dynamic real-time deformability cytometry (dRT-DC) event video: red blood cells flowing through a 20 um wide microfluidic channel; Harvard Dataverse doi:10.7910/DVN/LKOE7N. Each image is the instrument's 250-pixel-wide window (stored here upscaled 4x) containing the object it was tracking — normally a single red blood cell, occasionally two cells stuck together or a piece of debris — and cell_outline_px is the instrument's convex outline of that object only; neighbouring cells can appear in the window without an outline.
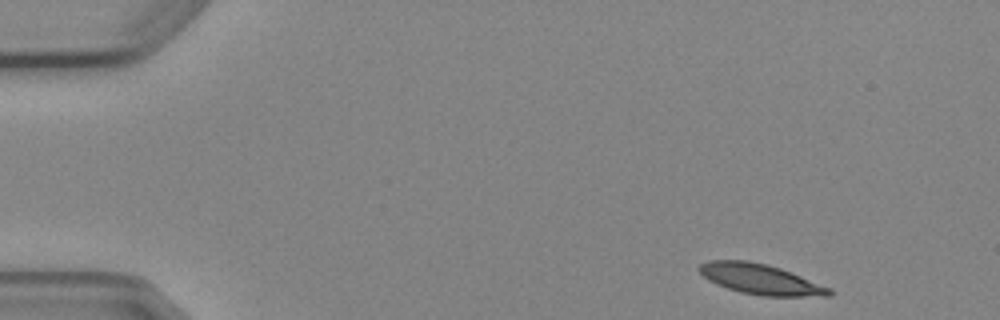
{"species": "Egyptian fruit bat (a non-hibernating species)", "species_latin": "Rousettus aegyptiacus", "temperature_condition": "cold", "stored_images_in_passage": 7, "camera_frame_rate_fps": 3000, "um_per_image_px": 0.085, "animal": {"sex": "female"}, "frame": {"image": 1, "passage_image": 1, "time_ms": 0.0, "image_size_px": [1000, 320], "cell_outline_px": [[832, 296], [764, 296], [740, 292], [716, 284], [708, 280], [696, 268], [700, 264], [708, 260], [748, 260], [768, 264], [792, 272], [832, 288]], "centroid_in_image_um": [64.65, 23.72], "position_along_channel_um": 20.3, "area_um2": 23.18}}
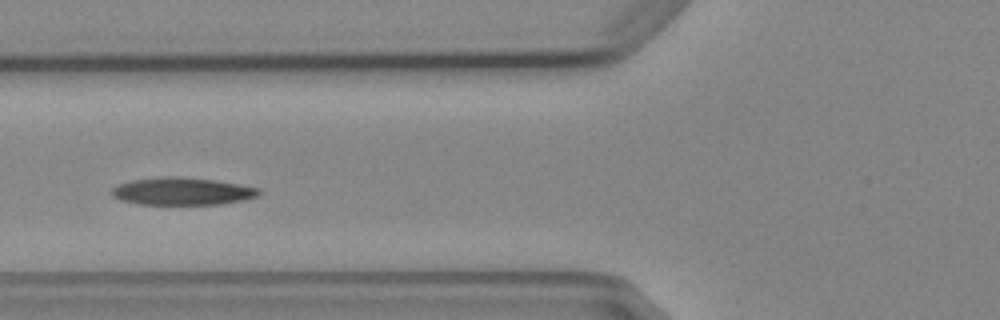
{"frame": {"image": 2, "passage_image": 5, "time_ms": 5.0, "image_size_px": [1000, 320], "cell_outline_px": [[260, 192], [256, 196], [244, 200], [220, 204], [140, 204], [120, 200], [112, 196], [112, 188], [120, 184], [132, 180], [164, 176], [180, 176], [216, 180], [240, 184], [260, 188]], "centroid_in_image_um": [15.5, 16.25], "position_along_channel_um": 110.3, "area_um2": 23.58}}